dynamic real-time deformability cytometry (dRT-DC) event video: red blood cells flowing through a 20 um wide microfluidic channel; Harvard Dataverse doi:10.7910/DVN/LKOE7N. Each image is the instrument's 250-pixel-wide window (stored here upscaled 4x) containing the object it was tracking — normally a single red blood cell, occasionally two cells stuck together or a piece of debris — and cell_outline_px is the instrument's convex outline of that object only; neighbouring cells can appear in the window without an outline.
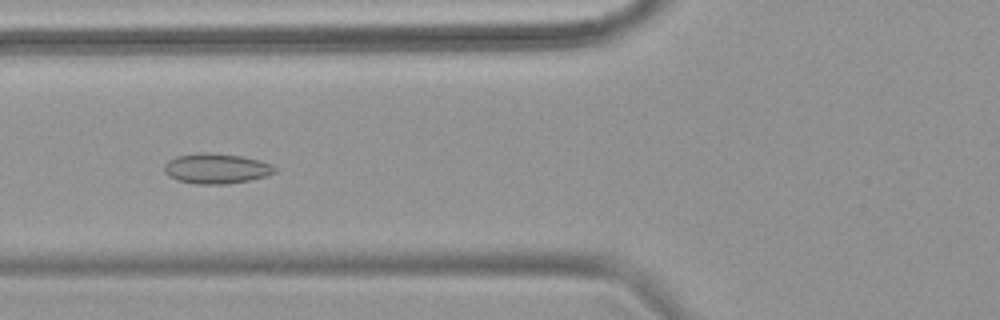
{"species": "common noctule bat (a hibernating species)", "species_latin": "Nyctalus noctula", "temperature_condition": "warm", "stored_images_in_passage": 54, "camera_frame_rate_fps": 3000, "um_per_image_px": 0.085, "animal": {"sex": "female", "body_mass_g": 18.4}, "frame": {"image": 1, "passage_image": 22, "time_ms": 7.0, "image_size_px": [1000, 320], "cell_outline_px": [[276, 172], [268, 176], [248, 180], [224, 184], [196, 184], [176, 180], [168, 176], [164, 172], [164, 164], [168, 160], [176, 156], [200, 152], [208, 152], [244, 156], [260, 160], [272, 164], [276, 168]], "centroid_in_image_um": [18.38, 14.31], "position_along_channel_um": 107.4, "area_um2": 19.71}}
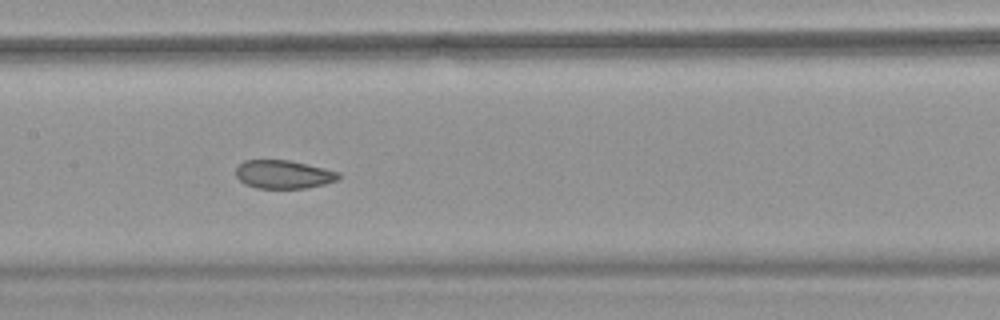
{"frame": {"image": 2, "passage_image": 28, "time_ms": 9.0, "image_size_px": [1000, 320], "cell_outline_px": [[340, 180], [324, 184], [304, 188], [256, 188], [244, 184], [236, 176], [236, 168], [244, 160], [288, 160], [324, 168], [340, 172]], "centroid_in_image_um": [24.1, 14.82], "position_along_channel_um": 183.3, "area_um2": 16.99}}
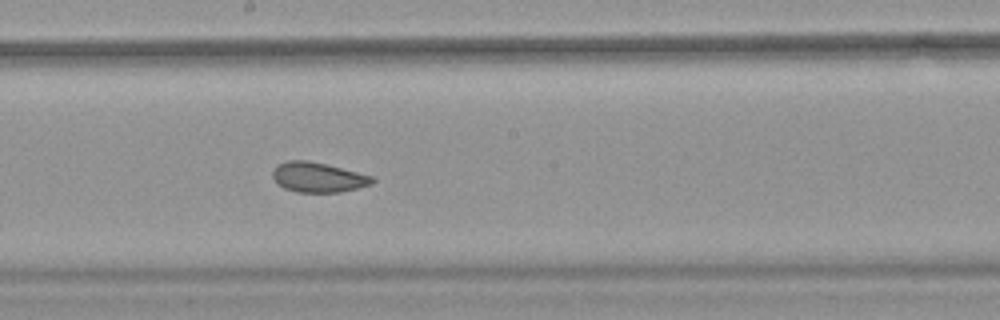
{"frame": {"image": 3, "passage_image": 31, "time_ms": 10.0, "image_size_px": [1000, 320], "cell_outline_px": [[376, 180], [372, 184], [340, 192], [296, 192], [284, 188], [272, 176], [272, 172], [276, 164], [288, 160], [308, 160], [376, 176]], "centroid_in_image_um": [27.06, 15.06], "position_along_channel_um": 221.1, "area_um2": 17.46}, "authors_computed_cell_mechanics": {"area_um2": 19.9121, "velocity_mm_per_s": 3.8034, "shape_relaxation_time_tau1_ms": null, "shape_relaxation_time_tau2_ms": 0.8717, "deformation_change_tau1": null, "deformation_change_tau2": 0.0507}}